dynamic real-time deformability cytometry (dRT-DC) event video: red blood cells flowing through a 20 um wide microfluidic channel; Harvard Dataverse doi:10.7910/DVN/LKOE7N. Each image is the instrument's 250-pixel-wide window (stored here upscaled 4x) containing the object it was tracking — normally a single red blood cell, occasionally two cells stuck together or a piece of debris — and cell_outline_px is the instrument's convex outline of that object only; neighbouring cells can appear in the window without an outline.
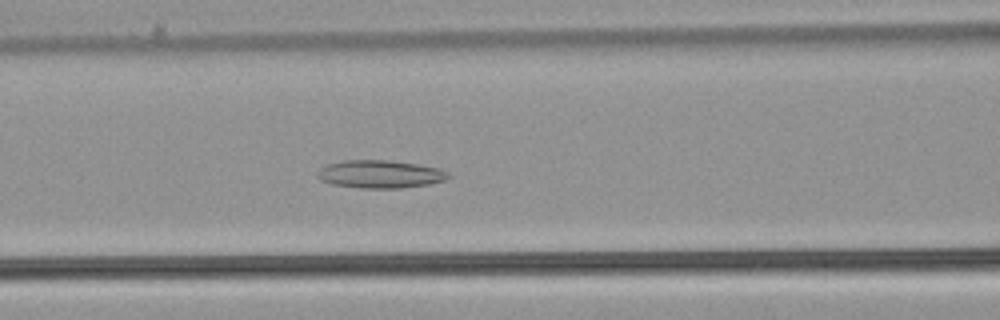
{"species": "common noctule bat (a hibernating species)", "species_latin": "Nyctalus noctula", "temperature_condition": "warm", "stored_images_in_passage": 53, "camera_frame_rate_fps": 3000, "um_per_image_px": 0.085, "animal": {"sex": "male", "body_mass_g": 21.5, "forearm_length_mm": 52.0}, "frame": {"image": 1, "passage_image": 23, "time_ms": 7.333, "image_size_px": [1000, 320], "cell_outline_px": [[452, 176], [444, 180], [428, 184], [400, 188], [360, 188], [332, 184], [320, 180], [316, 176], [316, 172], [320, 168], [328, 164], [344, 160], [388, 160], [420, 164], [440, 168], [448, 172]], "centroid_in_image_um": [32.31, 14.8], "position_along_channel_um": 134.3, "area_um2": 21.44}}
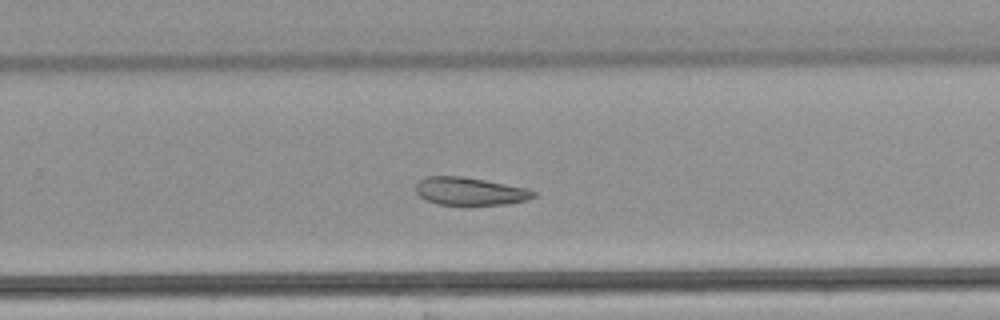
{"frame": {"image": 2, "passage_image": 35, "time_ms": 11.333, "image_size_px": [1000, 320], "cell_outline_px": [[536, 196], [528, 200], [508, 204], [440, 204], [424, 200], [416, 192], [416, 184], [424, 176], [460, 176], [484, 180], [528, 188], [536, 192]], "centroid_in_image_um": [39.95, 16.25], "position_along_channel_um": 289.8, "area_um2": 19.02}}
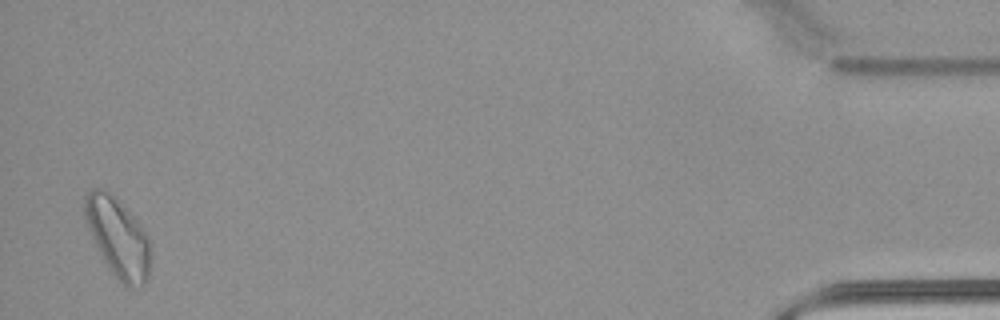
{"frame": {"image": 3, "passage_image": 52, "time_ms": 17.0, "image_size_px": [1000, 320], "cell_outline_px": [[152, 256], [148, 276], [144, 284], [140, 288], [128, 288], [108, 268], [84, 220], [84, 196], [92, 188], [104, 188], [136, 220], [148, 236], [152, 244]], "centroid_in_image_um": [10.05, 20.23], "position_along_channel_um": 425.1, "area_um2": 30.23}}